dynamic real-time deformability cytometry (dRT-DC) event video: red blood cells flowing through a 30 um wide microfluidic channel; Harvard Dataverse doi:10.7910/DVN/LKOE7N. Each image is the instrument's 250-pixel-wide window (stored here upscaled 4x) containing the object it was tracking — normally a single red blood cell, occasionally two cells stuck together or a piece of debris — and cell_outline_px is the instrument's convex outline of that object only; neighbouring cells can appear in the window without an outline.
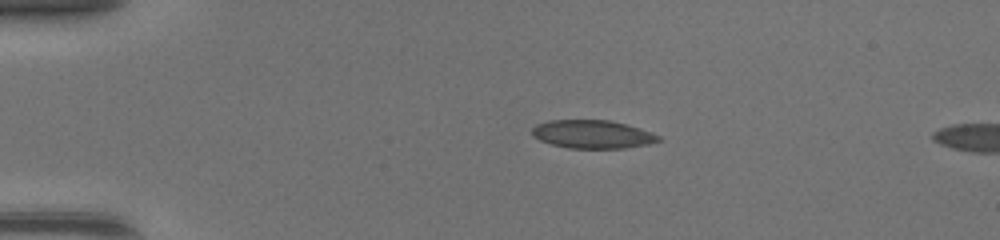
{"species": "common noctule bat (a hibernating species)", "species_latin": "Nyctalus noctula", "temperature_condition": "warm", "stored_images_in_passage": 4, "camera_frame_rate_fps": 3000, "um_per_image_px": 0.085, "animal": {"sex": "female", "body_mass_g": 17.0, "forearm_length_mm": 48.0}, "frame": {"image": 1, "passage_image": 1, "time_ms": 0.0, "image_size_px": [1000, 240], "cell_outline_px": [[660, 140], [648, 144], [624, 148], [568, 148], [552, 144], [540, 140], [532, 136], [532, 128], [536, 124], [552, 120], [608, 120], [624, 124], [660, 136]], "centroid_in_image_um": [50.3, 11.41], "position_along_channel_um": 34.7, "area_um2": 20.46}}